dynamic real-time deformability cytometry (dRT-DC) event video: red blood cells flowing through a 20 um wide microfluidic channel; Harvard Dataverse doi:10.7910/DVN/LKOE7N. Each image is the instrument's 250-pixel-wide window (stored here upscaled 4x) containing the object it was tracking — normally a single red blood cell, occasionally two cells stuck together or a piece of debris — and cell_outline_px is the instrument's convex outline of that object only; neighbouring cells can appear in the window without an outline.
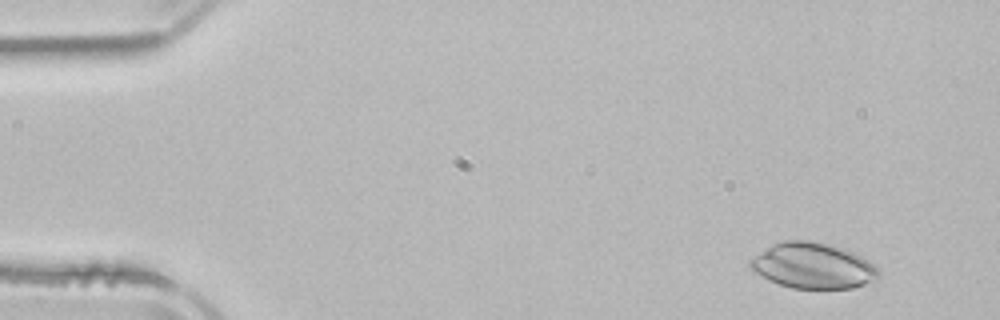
{"species": "common noctule bat (a hibernating species)", "species_latin": "Nyctalus noctula", "temperature_condition": "room temperature", "stored_images_in_passage": 4, "camera_frame_rate_fps": 3000, "um_per_image_px": 0.085, "animal": {"sex": "male", "body_mass_g": 21.5, "forearm_length_mm": 52.0}, "frame": {"image": 1, "passage_image": 1, "time_ms": 0.0, "image_size_px": [1000, 320], "cell_outline_px": [[880, 276], [876, 280], [852, 288], [792, 288], [768, 280], [756, 272], [748, 264], [748, 260], [772, 244], [784, 240], [812, 240], [844, 248], [868, 260], [880, 272]], "centroid_in_image_um": [69.09, 22.58], "position_along_channel_um": 15.9, "area_um2": 34.04}}